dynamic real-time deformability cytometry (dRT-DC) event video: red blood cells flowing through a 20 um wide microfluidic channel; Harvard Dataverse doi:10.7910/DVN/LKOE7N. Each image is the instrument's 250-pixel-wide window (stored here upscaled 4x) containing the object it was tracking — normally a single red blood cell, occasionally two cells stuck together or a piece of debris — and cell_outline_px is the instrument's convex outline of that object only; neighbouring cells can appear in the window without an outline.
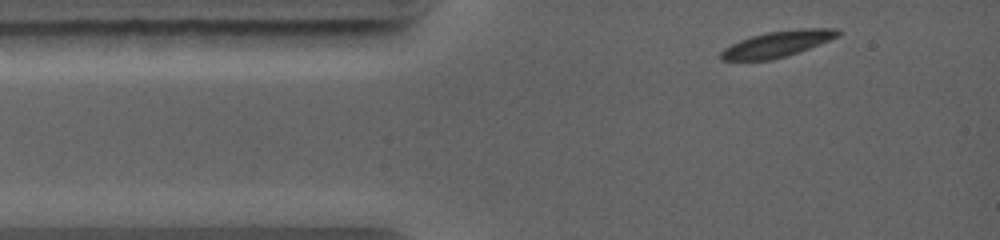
{"species": "common noctule bat (a hibernating species)", "species_latin": "Nyctalus noctula", "temperature_condition": "warm", "stored_images_in_passage": 25, "camera_frame_rate_fps": 5000, "um_per_image_px": 0.085, "animal": {"sex": "female", "body_mass_g": 19.0, "forearm_length_mm": 56.7}, "frame": {"image": 1, "passage_image": 1, "time_ms": 0.0, "image_size_px": [1000, 240], "cell_outline_px": [[840, 32], [836, 36], [820, 44], [772, 60], [720, 60], [720, 52], [724, 48], [740, 40], [752, 36], [768, 32], [800, 28], [836, 28]], "centroid_in_image_um": [66.04, 3.73], "position_along_channel_um": 19.0, "area_um2": 17.34}}
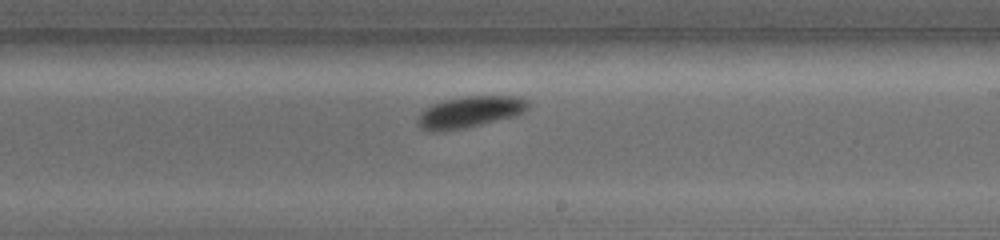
{"frame": {"image": 2, "passage_image": 12, "time_ms": 5.8, "image_size_px": [1000, 240], "cell_outline_px": [[528, 108], [524, 112], [516, 116], [464, 128], [440, 132], [428, 132], [420, 128], [416, 124], [416, 116], [420, 112], [432, 104], [444, 100], [468, 96], [516, 96], [528, 100]], "centroid_in_image_um": [39.88, 9.54], "position_along_channel_um": 249.1, "area_um2": 20.46}}
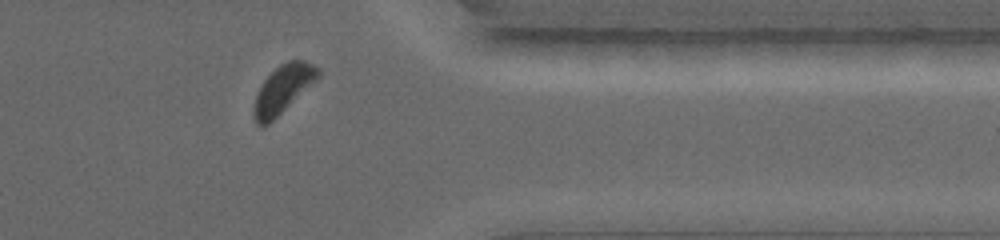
{"frame": {"image": 3, "passage_image": 22, "time_ms": 9.0, "image_size_px": [1000, 240], "cell_outline_px": [[320, 76], [316, 80], [268, 124], [256, 124], [252, 116], [252, 112], [256, 96], [264, 80], [280, 64], [288, 60], [304, 60], [320, 68]], "centroid_in_image_um": [24.05, 7.55], "position_along_channel_um": 387.3, "area_um2": 17.51}}